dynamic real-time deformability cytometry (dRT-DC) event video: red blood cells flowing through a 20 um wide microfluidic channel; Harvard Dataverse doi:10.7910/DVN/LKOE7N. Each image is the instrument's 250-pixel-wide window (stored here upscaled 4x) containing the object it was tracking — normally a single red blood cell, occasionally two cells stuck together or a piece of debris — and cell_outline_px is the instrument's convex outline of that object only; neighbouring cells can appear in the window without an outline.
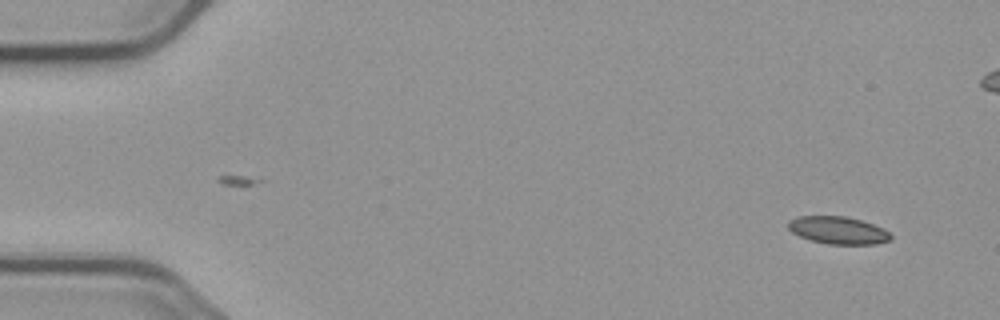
{"species": "common noctule bat (a hibernating species)", "species_latin": "Nyctalus noctula", "temperature_condition": "cold", "stored_images_in_passage": 3, "camera_frame_rate_fps": 3000, "um_per_image_px": 0.085, "animal": {"sex": "male", "body_mass_g": 23.1, "forearm_length_mm": 52.7}, "frame": {"image": 1, "passage_image": 1, "time_ms": 0.0, "image_size_px": [1000, 320], "cell_outline_px": [[892, 240], [876, 244], [828, 244], [812, 240], [800, 236], [792, 232], [788, 228], [788, 220], [800, 216], [844, 216], [860, 220], [884, 228], [892, 236]], "centroid_in_image_um": [71.25, 19.57], "position_along_channel_um": 13.7, "area_um2": 16.36}}